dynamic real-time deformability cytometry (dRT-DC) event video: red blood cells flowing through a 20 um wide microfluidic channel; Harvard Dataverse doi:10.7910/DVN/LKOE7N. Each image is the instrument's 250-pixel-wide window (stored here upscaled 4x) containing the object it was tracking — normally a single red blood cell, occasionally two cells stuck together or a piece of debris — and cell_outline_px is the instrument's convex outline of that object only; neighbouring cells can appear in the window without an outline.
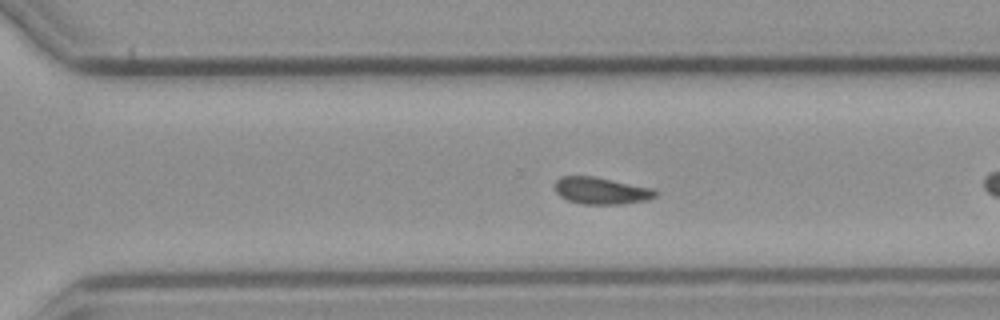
{"species": "common noctule bat (a hibernating species)", "species_latin": "Nyctalus noctula", "temperature_condition": "cold", "stored_images_in_passage": 42, "camera_frame_rate_fps": 3000, "um_per_image_px": 0.085, "animal": {"sex": "male", "body_mass_g": 23.1, "forearm_length_mm": 52.7}, "frame": {"image": 1, "passage_image": 24, "time_ms": 7.667, "image_size_px": [1000, 320], "cell_outline_px": [[656, 196], [648, 200], [624, 204], [584, 204], [568, 200], [560, 196], [556, 192], [556, 180], [560, 176], [596, 176], [652, 188], [656, 192]], "centroid_in_image_um": [51.11, 16.21], "position_along_channel_um": 319.5, "area_um2": 15.78}, "authors_computed_cell_mechanics": {"area_um2": 15.8083, "velocity_mm_per_s": 3.7457, "shape_relaxation_time_tau1_ms": null, "shape_relaxation_time_tau2_ms": 6.6643, "deformation_change_tau1": null, "deformation_change_tau2": 0.101}}